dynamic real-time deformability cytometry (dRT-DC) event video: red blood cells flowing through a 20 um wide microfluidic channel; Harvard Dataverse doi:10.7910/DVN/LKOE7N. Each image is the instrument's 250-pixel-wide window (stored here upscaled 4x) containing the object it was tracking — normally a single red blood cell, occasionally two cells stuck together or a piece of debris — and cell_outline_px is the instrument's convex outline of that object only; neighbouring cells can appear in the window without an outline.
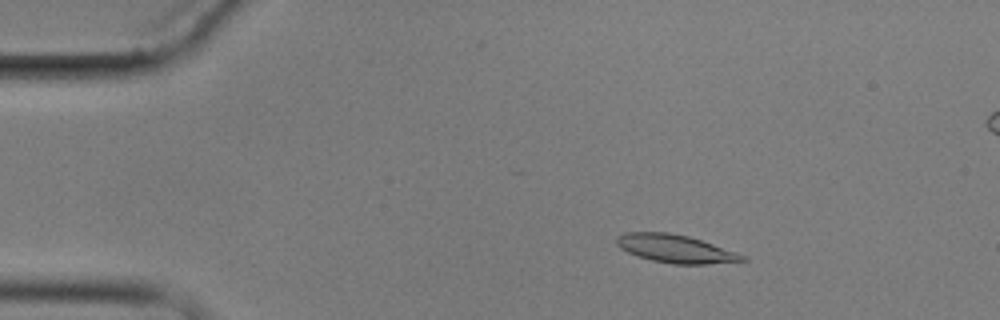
{"species": "common noctule bat (a hibernating species)", "species_latin": "Nyctalus noctula", "temperature_condition": "cold", "stored_images_in_passage": 5, "segment_of_instrument_passage": [1, 2], "camera_frame_rate_fps": 3000, "um_per_image_px": 0.085, "animal": {"sex": "male", "body_mass_g": 17.9}, "frame": {"image": 1, "passage_image": 3, "time_ms": 2.333, "image_size_px": [1000, 320], "cell_outline_px": [[748, 260], [708, 264], [672, 264], [652, 260], [628, 252], [620, 248], [616, 244], [616, 236], [624, 232], [668, 232], [688, 236], [736, 252], [744, 256]], "centroid_in_image_um": [57.37, 21.13], "position_along_channel_um": 27.6, "area_um2": 20.35}}